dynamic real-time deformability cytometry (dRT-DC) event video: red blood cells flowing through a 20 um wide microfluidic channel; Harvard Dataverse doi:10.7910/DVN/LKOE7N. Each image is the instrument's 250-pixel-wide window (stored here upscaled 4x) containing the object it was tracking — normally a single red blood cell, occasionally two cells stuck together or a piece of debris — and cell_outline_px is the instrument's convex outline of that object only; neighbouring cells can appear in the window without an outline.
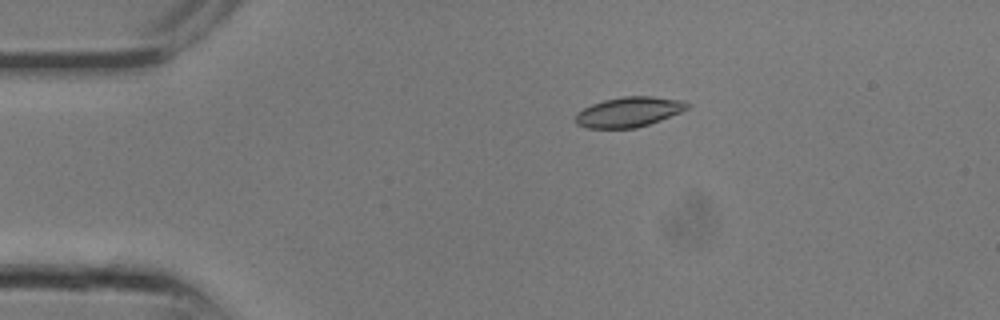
{"species": "common noctule bat (a hibernating species)", "species_latin": "Nyctalus noctula", "temperature_condition": "room temperature", "stored_images_in_passage": 12, "camera_frame_rate_fps": 3000, "um_per_image_px": 0.085, "animal": {"sex": "male", "body_mass_g": 13.3}, "frame": {"image": 1, "passage_image": 6, "time_ms": 1.667, "image_size_px": [1000, 320], "cell_outline_px": [[692, 104], [688, 108], [680, 112], [660, 120], [636, 128], [588, 128], [576, 124], [576, 112], [592, 104], [604, 100], [624, 96], [652, 96], [680, 100]], "centroid_in_image_um": [53.45, 9.51], "position_along_channel_um": 31.6, "area_um2": 19.42}}
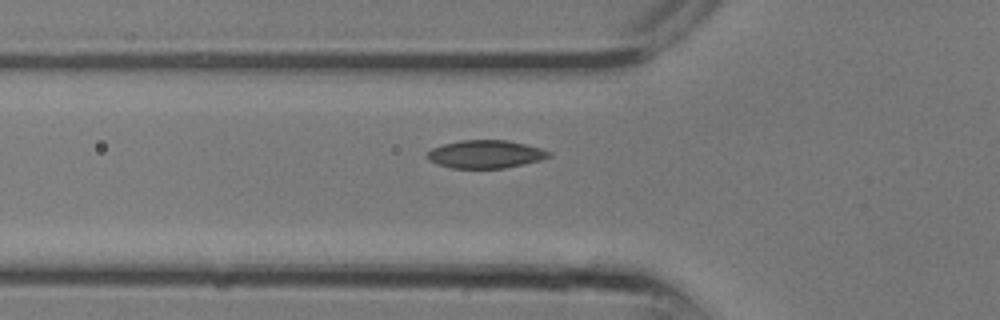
{"frame": {"image": 2, "passage_image": 10, "time_ms": 3.0, "image_size_px": [1000, 320], "cell_outline_px": [[552, 156], [540, 160], [524, 164], [504, 168], [452, 168], [436, 164], [428, 160], [428, 152], [432, 148], [444, 144], [460, 140], [508, 140], [540, 148], [552, 152]], "centroid_in_image_um": [41.28, 13.11], "position_along_channel_um": 84.5, "area_um2": 19.83}}
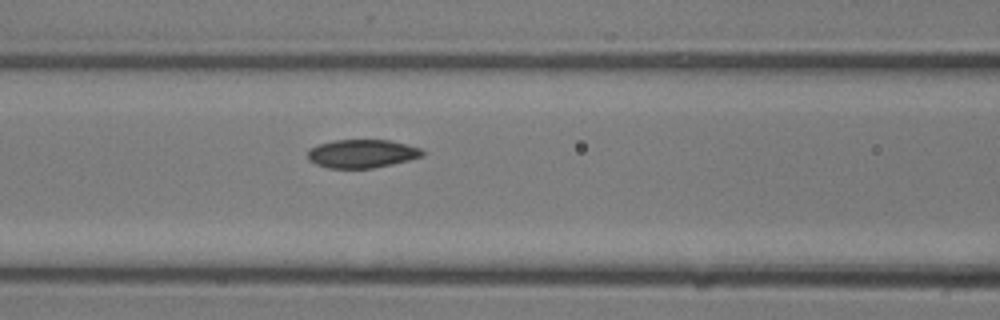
{"frame": {"image": 3, "passage_image": 12, "time_ms": 3.667, "image_size_px": [1000, 320], "cell_outline_px": [[424, 156], [392, 164], [372, 168], [328, 168], [316, 164], [308, 160], [308, 148], [320, 144], [336, 140], [388, 140], [420, 148], [424, 152]], "centroid_in_image_um": [30.75, 13.06], "position_along_channel_um": 135.9, "area_um2": 18.84}}